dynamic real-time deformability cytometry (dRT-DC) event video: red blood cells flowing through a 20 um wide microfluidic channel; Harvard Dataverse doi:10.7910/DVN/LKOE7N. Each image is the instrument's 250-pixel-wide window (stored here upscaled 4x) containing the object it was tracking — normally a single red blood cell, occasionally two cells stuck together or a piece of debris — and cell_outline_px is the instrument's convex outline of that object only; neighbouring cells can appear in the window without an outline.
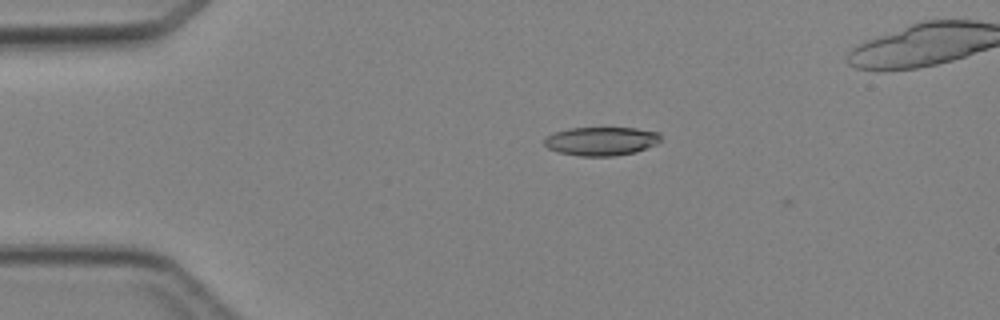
{"species": "Egyptian fruit bat (a non-hibernating species)", "species_latin": "Rousettus aegyptiacus", "temperature_condition": "cold", "stored_images_in_passage": 3, "camera_frame_rate_fps": 3000, "um_per_image_px": 0.085, "animal": {"sex": "female"}, "frame": {"image": 1, "passage_image": 1, "time_ms": 0.0, "image_size_px": [1000, 320], "cell_outline_px": [[660, 144], [636, 152], [612, 156], [580, 156], [560, 152], [548, 148], [544, 144], [544, 140], [548, 136], [556, 132], [568, 128], [636, 128], [660, 132]], "centroid_in_image_um": [51.17, 12.0], "position_along_channel_um": 33.8, "area_um2": 19.48}}